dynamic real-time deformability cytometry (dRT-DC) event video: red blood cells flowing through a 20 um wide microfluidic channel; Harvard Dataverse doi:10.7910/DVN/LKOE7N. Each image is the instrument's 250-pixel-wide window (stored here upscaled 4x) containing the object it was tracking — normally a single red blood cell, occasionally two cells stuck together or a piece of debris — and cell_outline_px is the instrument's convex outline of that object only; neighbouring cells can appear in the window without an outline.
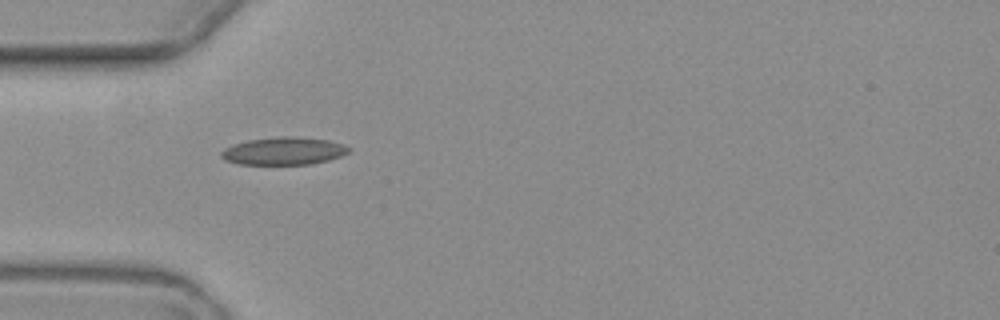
{"species": "common noctule bat (a hibernating species)", "species_latin": "Nyctalus noctula", "temperature_condition": "warm", "stored_images_in_passage": 4, "camera_frame_rate_fps": 3000, "um_per_image_px": 0.085, "animal": {"sex": "female", "body_mass_g": 19.3, "forearm_length_mm": 54.1}, "frame": {"image": 1, "passage_image": 1, "time_ms": 0.0, "image_size_px": [1000, 320], "cell_outline_px": [[352, 148], [348, 152], [340, 156], [328, 160], [312, 164], [240, 164], [224, 160], [220, 156], [220, 152], [224, 148], [232, 144], [248, 140], [276, 136], [292, 136], [328, 140], [344, 144]], "centroid_in_image_um": [24.1, 12.83], "position_along_channel_um": 60.9, "area_um2": 20.69}}
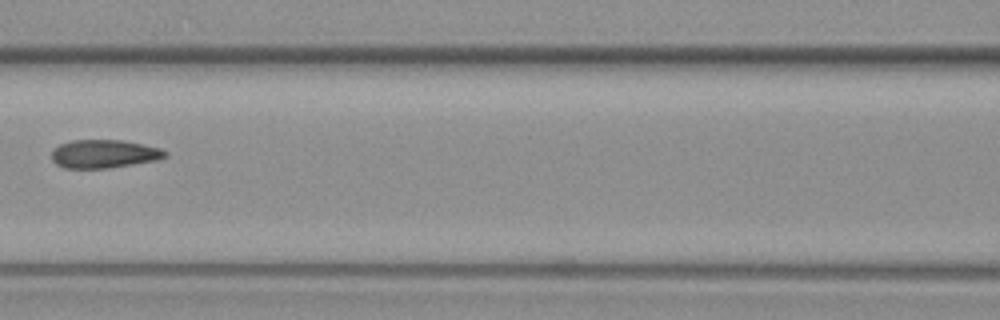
{"frame": {"image": 2, "passage_image": 3, "time_ms": 2.667, "image_size_px": [1000, 320], "cell_outline_px": [[168, 156], [156, 160], [108, 168], [64, 168], [56, 164], [52, 160], [52, 148], [60, 144], [72, 140], [124, 140], [160, 148], [168, 152]], "centroid_in_image_um": [8.83, 13.07], "position_along_channel_um": 157.8, "area_um2": 18.79}}
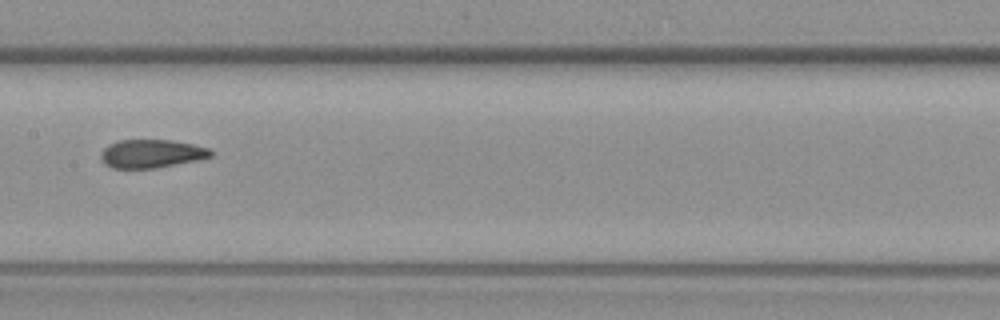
{"frame": {"image": 3, "passage_image": 4, "time_ms": 3.667, "image_size_px": [1000, 320], "cell_outline_px": [[212, 156], [196, 160], [156, 168], [112, 168], [104, 164], [100, 156], [104, 148], [108, 144], [120, 140], [172, 140], [192, 144], [208, 148], [212, 152]], "centroid_in_image_um": [12.84, 13.06], "position_along_channel_um": 194.6, "area_um2": 18.03}}